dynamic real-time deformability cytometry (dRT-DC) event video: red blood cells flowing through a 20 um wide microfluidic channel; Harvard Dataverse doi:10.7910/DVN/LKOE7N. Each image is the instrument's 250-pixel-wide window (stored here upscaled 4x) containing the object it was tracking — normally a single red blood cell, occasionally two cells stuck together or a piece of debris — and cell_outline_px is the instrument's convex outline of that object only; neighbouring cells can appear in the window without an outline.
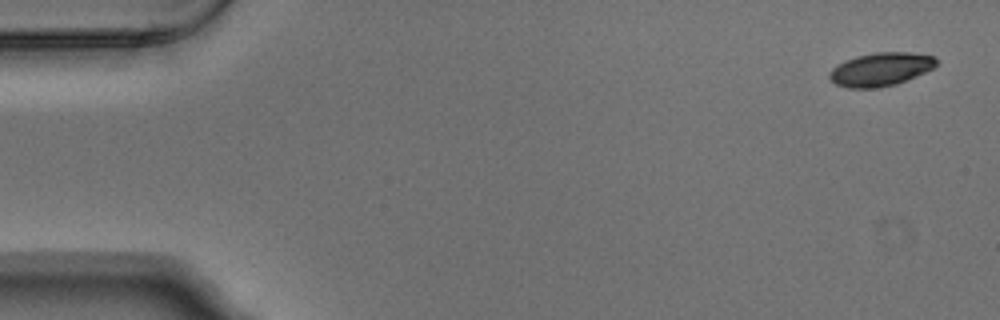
{"species": "Egyptian fruit bat (a non-hibernating species)", "species_latin": "Rousettus aegyptiacus", "temperature_condition": "warm", "stored_images_in_passage": 4, "camera_frame_rate_fps": 3000, "um_per_image_px": 0.085, "animal": {"sex": "male"}, "frame": {"image": 1, "passage_image": 1, "time_ms": 0.0, "image_size_px": [1000, 320], "cell_outline_px": [[936, 64], [932, 68], [916, 76], [896, 84], [880, 88], [848, 88], [836, 84], [828, 76], [828, 72], [836, 64], [844, 60], [856, 56], [876, 52], [912, 52], [936, 56]], "centroid_in_image_um": [74.83, 5.88], "position_along_channel_um": 10.2, "area_um2": 20.92}}
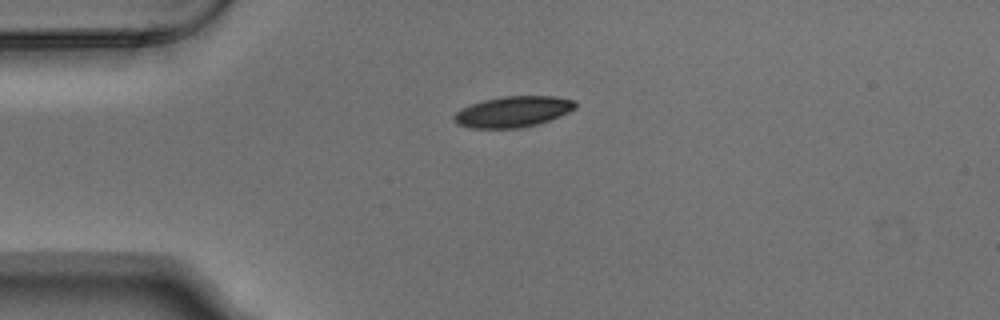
{"frame": {"image": 2, "passage_image": 4, "time_ms": 1.0, "image_size_px": [1000, 320], "cell_outline_px": [[576, 108], [568, 112], [548, 120], [536, 124], [520, 128], [468, 128], [456, 124], [452, 120], [452, 116], [460, 108], [484, 100], [504, 96], [556, 96], [576, 100]], "centroid_in_image_um": [43.57, 9.49], "position_along_channel_um": 41.4, "area_um2": 21.91}}